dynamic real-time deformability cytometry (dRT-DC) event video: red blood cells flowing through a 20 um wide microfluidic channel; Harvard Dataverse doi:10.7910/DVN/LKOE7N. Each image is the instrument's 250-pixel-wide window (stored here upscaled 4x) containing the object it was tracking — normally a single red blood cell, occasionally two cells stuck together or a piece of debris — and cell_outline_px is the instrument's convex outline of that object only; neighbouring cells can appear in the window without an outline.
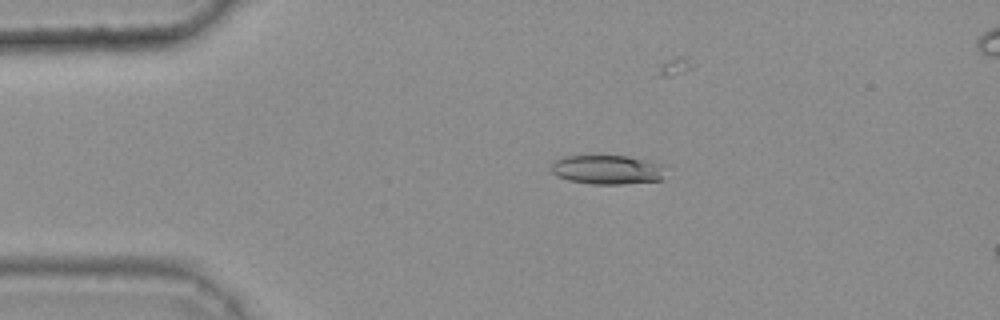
{"species": "common noctule bat (a hibernating species)", "species_latin": "Nyctalus noctula", "temperature_condition": "warm", "stored_images_in_passage": 46, "camera_frame_rate_fps": 3000, "um_per_image_px": 0.085, "animal": {"sex": "female", "body_mass_g": 25.1}, "frame": {"image": 1, "passage_image": 10, "time_ms": 3.0, "image_size_px": [1000, 320], "cell_outline_px": [[664, 180], [624, 184], [588, 184], [568, 180], [556, 176], [548, 168], [552, 160], [564, 156], [628, 156], [664, 164]], "centroid_in_image_um": [51.59, 14.43], "position_along_channel_um": 33.4, "area_um2": 19.94}}
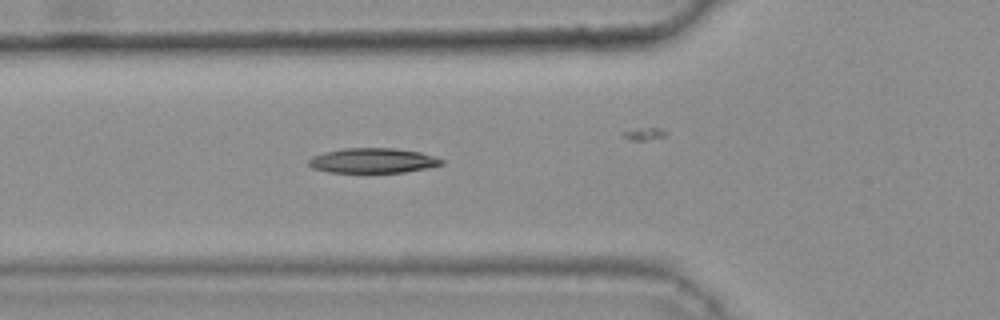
{"frame": {"image": 2, "passage_image": 18, "time_ms": 5.667, "image_size_px": [1000, 320], "cell_outline_px": [[444, 164], [428, 168], [404, 172], [328, 172], [312, 168], [308, 164], [308, 160], [312, 156], [324, 152], [344, 148], [392, 148], [420, 152], [444, 160]], "centroid_in_image_um": [31.68, 13.65], "position_along_channel_um": 94.1, "area_um2": 19.25}}
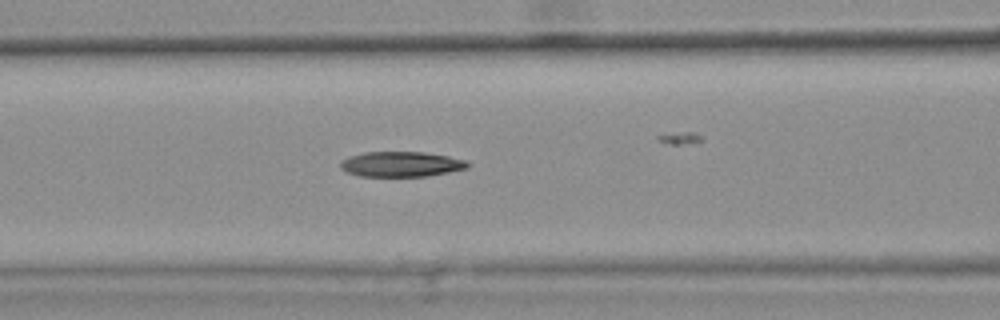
{"frame": {"image": 3, "passage_image": 21, "time_ms": 6.667, "image_size_px": [1000, 320], "cell_outline_px": [[472, 164], [468, 168], [428, 176], [360, 176], [348, 172], [340, 168], [340, 160], [364, 152], [424, 152], [448, 156], [468, 160]], "centroid_in_image_um": [34.15, 13.95], "position_along_channel_um": 132.5, "area_um2": 18.73}, "authors_computed_cell_mechanics": {"area_um2": 19.3341, "velocity_mm_per_s": 3.8123, "shape_relaxation_time_tau1_ms": 9.5, "shape_relaxation_time_tau2_ms": null, "deformation_change_tau1": 0.212, "deformation_change_tau2": null}}